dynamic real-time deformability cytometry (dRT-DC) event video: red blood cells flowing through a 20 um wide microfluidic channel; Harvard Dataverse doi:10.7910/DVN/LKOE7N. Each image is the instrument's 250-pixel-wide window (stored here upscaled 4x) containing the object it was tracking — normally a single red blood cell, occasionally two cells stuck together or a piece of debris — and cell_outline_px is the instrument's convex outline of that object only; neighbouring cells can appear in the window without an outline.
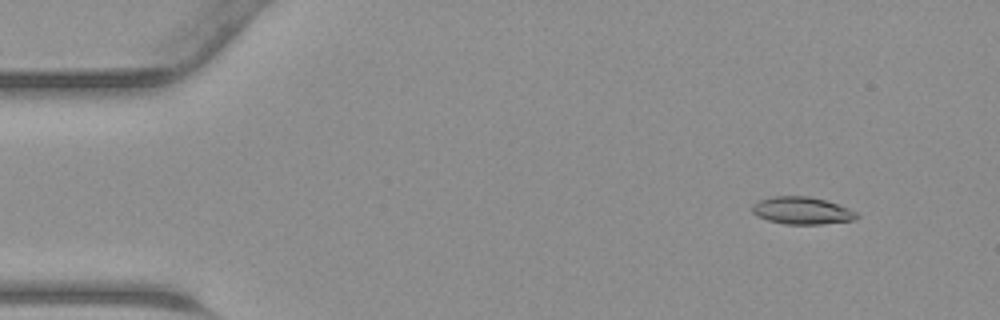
{"species": "common noctule bat (a hibernating species)", "species_latin": "Nyctalus noctula", "temperature_condition": "warm", "stored_images_in_passage": 45, "camera_frame_rate_fps": 3000, "um_per_image_px": 0.085, "animal": {"sex": "male", "body_mass_g": 23.1, "forearm_length_mm": 52.7}, "frame": {"image": 1, "passage_image": 5, "time_ms": 1.333, "image_size_px": [1000, 320], "cell_outline_px": [[860, 216], [856, 220], [820, 224], [784, 224], [768, 220], [756, 216], [752, 212], [752, 204], [760, 200], [772, 196], [808, 196], [824, 200], [848, 208], [856, 212]], "centroid_in_image_um": [68.15, 17.91], "position_along_channel_um": 16.8, "area_um2": 16.65}}
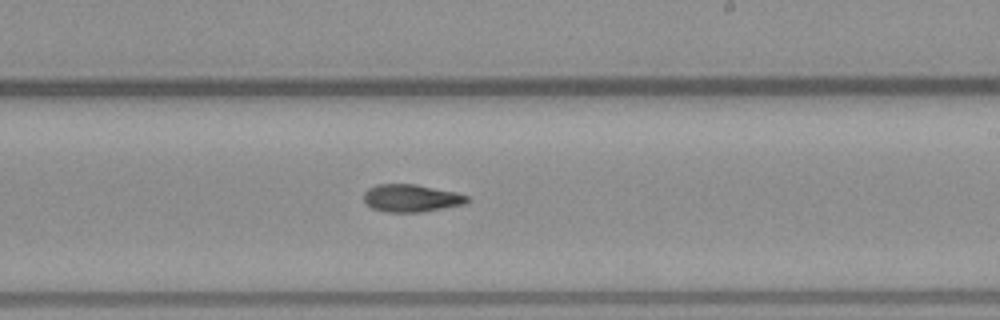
{"frame": {"image": 2, "passage_image": 27, "time_ms": 8.667, "image_size_px": [1000, 320], "cell_outline_px": [[468, 200], [464, 204], [420, 212], [384, 212], [372, 208], [364, 200], [364, 192], [368, 188], [376, 184], [416, 184], [456, 192], [468, 196]], "centroid_in_image_um": [34.93, 16.83], "position_along_channel_um": 254.1, "area_um2": 16.53}}
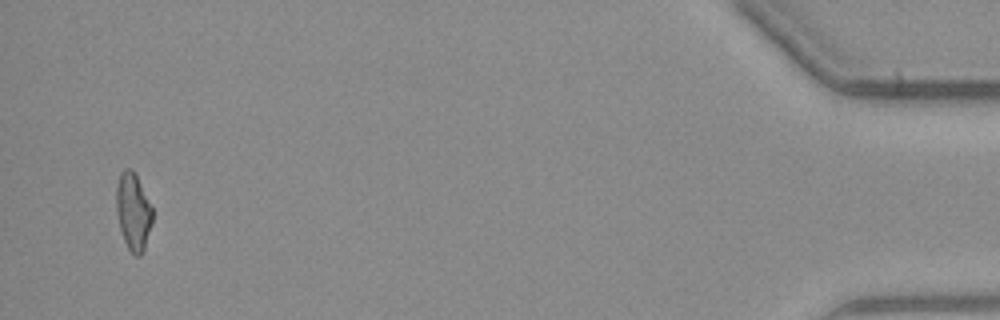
{"frame": {"image": 3, "passage_image": 44, "time_ms": 14.333, "image_size_px": [1000, 320], "cell_outline_px": [[152, 224], [144, 252], [140, 256], [136, 256], [128, 248], [124, 240], [120, 228], [116, 212], [116, 184], [120, 172], [124, 168], [132, 168], [136, 172], [152, 208]], "centroid_in_image_um": [11.32, 17.95], "position_along_channel_um": 423.9, "area_um2": 16.59}}